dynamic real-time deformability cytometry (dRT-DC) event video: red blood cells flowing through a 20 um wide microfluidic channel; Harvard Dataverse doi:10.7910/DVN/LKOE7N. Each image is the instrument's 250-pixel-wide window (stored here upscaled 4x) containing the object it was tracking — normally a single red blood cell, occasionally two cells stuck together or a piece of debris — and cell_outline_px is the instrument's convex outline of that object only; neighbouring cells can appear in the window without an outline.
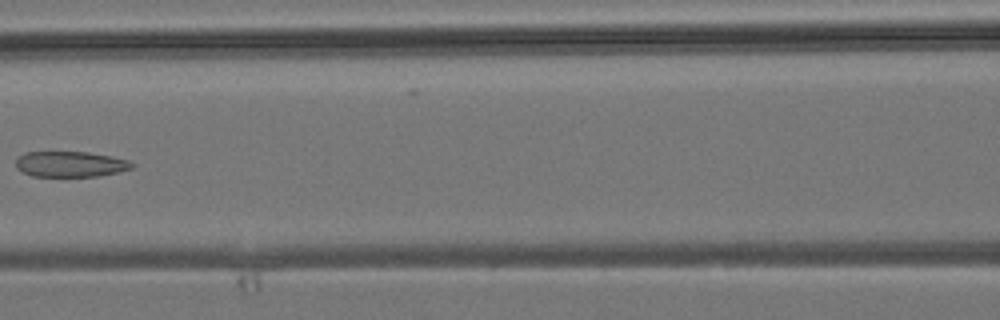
{"species": "common noctule bat (a hibernating species)", "species_latin": "Nyctalus noctula", "temperature_condition": "room temperature", "stored_images_in_passage": 6, "camera_frame_rate_fps": 3000, "um_per_image_px": 0.085, "animal": {"sex": "male", "body_mass_g": 19.2, "forearm_length_mm": 51.8}, "frame": {"image": 1, "passage_image": 6, "time_ms": 5.667, "image_size_px": [1000, 320], "cell_outline_px": [[136, 164], [132, 168], [116, 172], [96, 176], [32, 176], [16, 168], [16, 160], [24, 152], [88, 152], [112, 156], [128, 160]], "centroid_in_image_um": [5.99, 13.94], "position_along_channel_um": 160.6, "area_um2": 17.22}}